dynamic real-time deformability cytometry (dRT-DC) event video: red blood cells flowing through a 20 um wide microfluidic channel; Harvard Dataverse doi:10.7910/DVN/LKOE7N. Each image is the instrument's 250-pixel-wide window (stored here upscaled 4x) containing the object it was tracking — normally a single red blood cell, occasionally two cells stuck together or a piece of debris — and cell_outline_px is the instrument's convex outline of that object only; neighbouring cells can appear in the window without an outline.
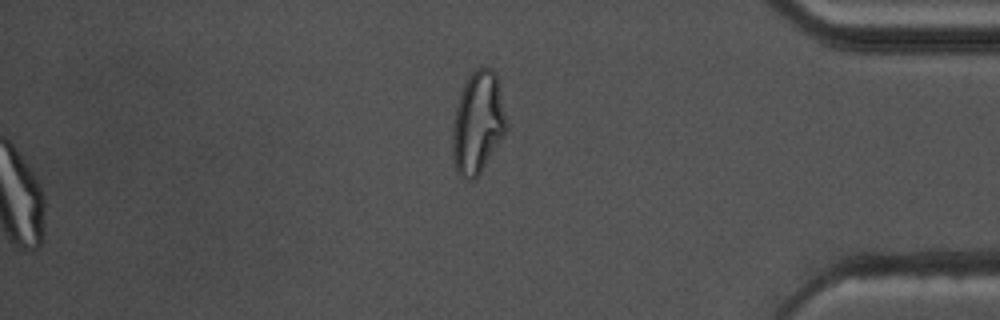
{"species": "common noctule bat (a hibernating species)", "species_latin": "Nyctalus noctula", "temperature_condition": "warm", "stored_images_in_passage": 56, "segment_of_instrument_passage": [2, 2], "camera_frame_rate_fps": 3000, "um_per_image_px": 0.085, "animal": {"sex": "male", "body_mass_g": 17.5, "forearm_length_mm": 52.3}, "frame": {"image": 1, "passage_image": 56, "time_ms": 18.333, "image_size_px": [1000, 320], "cell_outline_px": [[508, 128], [504, 136], [480, 172], [472, 180], [468, 180], [460, 176], [456, 172], [452, 152], [452, 128], [456, 108], [464, 84], [468, 76], [476, 68], [492, 68], [496, 72], [500, 84], [508, 120]], "centroid_in_image_um": [40.65, 10.41], "position_along_channel_um": 394.6, "area_um2": 32.43}}